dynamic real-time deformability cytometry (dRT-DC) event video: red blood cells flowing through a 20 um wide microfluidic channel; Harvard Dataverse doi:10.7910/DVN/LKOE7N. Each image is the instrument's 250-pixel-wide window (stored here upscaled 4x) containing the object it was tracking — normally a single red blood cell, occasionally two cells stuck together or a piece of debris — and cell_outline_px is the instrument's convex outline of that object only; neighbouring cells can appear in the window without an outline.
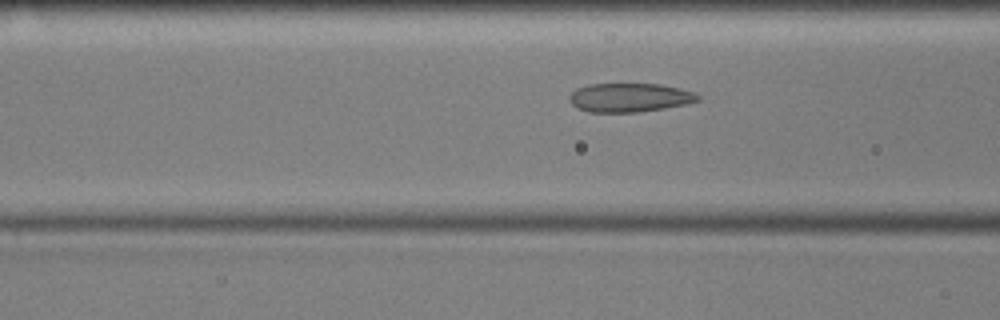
{"species": "common noctule bat (a hibernating species)", "species_latin": "Nyctalus noctula", "temperature_condition": "cold", "stored_images_in_passage": 49, "camera_frame_rate_fps": 3000, "um_per_image_px": 0.085, "animal": {"sex": "male", "body_mass_g": 17.9, "forearm_length_mm": 54.2}, "frame": {"image": 1, "passage_image": 14, "time_ms": 4.333, "image_size_px": [1000, 320], "cell_outline_px": [[700, 100], [684, 104], [664, 108], [640, 112], [588, 112], [576, 108], [568, 100], [568, 96], [576, 88], [588, 84], [660, 84], [680, 88], [692, 92], [700, 96]], "centroid_in_image_um": [53.46, 8.29], "position_along_channel_um": 113.1, "area_um2": 21.68}}
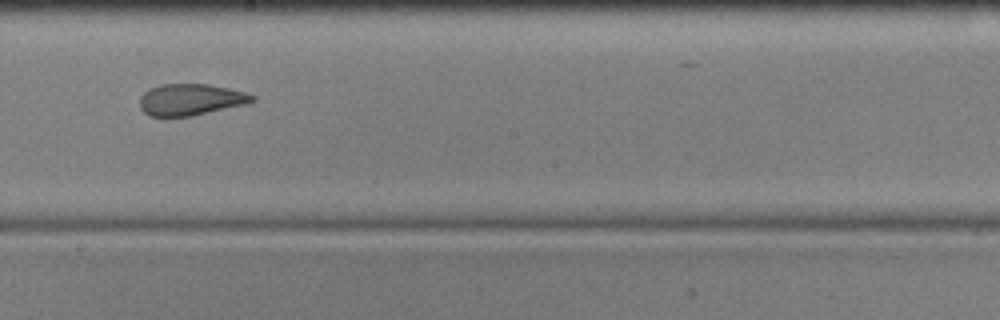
{"frame": {"image": 2, "passage_image": 24, "time_ms": 7.667, "image_size_px": [1000, 320], "cell_outline_px": [[256, 100], [248, 104], [192, 116], [148, 116], [140, 108], [140, 96], [144, 92], [160, 84], [208, 84], [228, 88], [244, 92], [256, 96]], "centroid_in_image_um": [16.23, 8.47], "position_along_channel_um": 232.0, "area_um2": 20.75}}
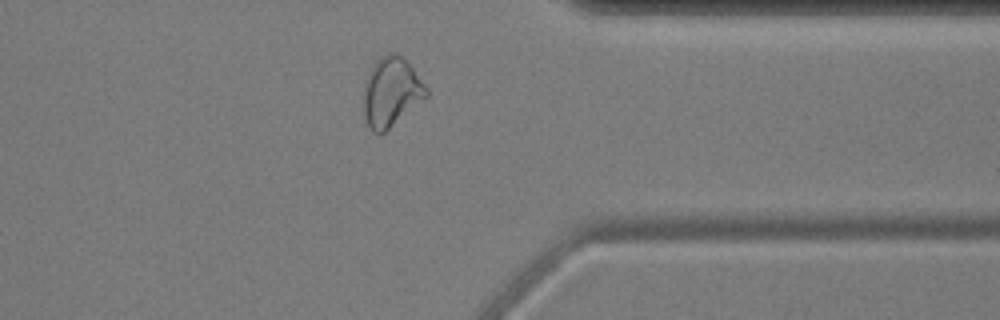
{"frame": {"image": 3, "passage_image": 37, "time_ms": 12.0, "image_size_px": [1000, 320], "cell_outline_px": [[428, 96], [380, 136], [372, 132], [368, 128], [360, 112], [364, 80], [368, 72], [376, 60], [380, 56], [388, 52], [396, 52], [404, 56], [428, 88]], "centroid_in_image_um": [33.18, 7.83], "position_along_channel_um": 378.2, "area_um2": 26.47}, "authors_computed_cell_mechanics": {"area_um2": 23.3512, "velocity_mm_per_s": 3.5704, "shape_relaxation_time_tau1_ms": null, "shape_relaxation_time_tau2_ms": 1.7694, "deformation_change_tau1": null, "deformation_change_tau2": 0.0783}}